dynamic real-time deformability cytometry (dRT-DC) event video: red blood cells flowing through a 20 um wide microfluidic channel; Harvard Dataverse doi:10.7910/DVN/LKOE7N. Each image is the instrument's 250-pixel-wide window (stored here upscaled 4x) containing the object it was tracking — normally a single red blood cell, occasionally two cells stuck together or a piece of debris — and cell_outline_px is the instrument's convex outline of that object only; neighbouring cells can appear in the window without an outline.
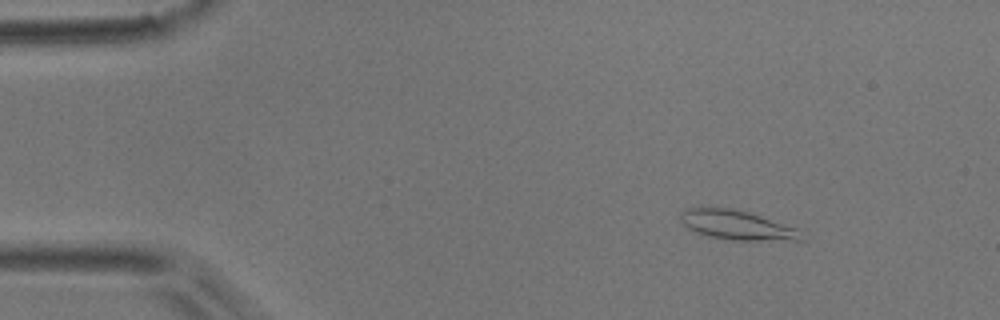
{"species": "common noctule bat (a hibernating species)", "species_latin": "Nyctalus noctula", "temperature_condition": "room temperature", "stored_images_in_passage": 5, "camera_frame_rate_fps": 3000, "um_per_image_px": 0.085, "animal": {"sex": "male", "body_mass_g": 17.9}, "frame": {"image": 1, "passage_image": 1, "time_ms": 0.0, "image_size_px": [1000, 320], "cell_outline_px": [[804, 240], [732, 240], [708, 236], [696, 232], [688, 228], [680, 220], [680, 212], [688, 208], [732, 208], [748, 212], [796, 228]], "centroid_in_image_um": [62.59, 19.13], "position_along_channel_um": 22.4, "area_um2": 20.29}}
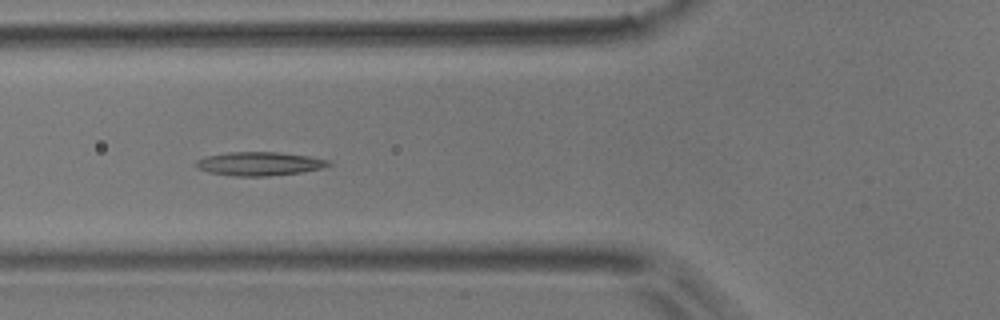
{"frame": {"image": 2, "passage_image": 4, "time_ms": 4.333, "image_size_px": [1000, 320], "cell_outline_px": [[332, 164], [320, 168], [300, 172], [268, 176], [236, 176], [208, 172], [196, 168], [196, 160], [204, 156], [232, 152], [276, 152], [308, 156], [332, 160]], "centroid_in_image_um": [22.03, 13.91], "position_along_channel_um": 103.8, "area_um2": 18.21}}
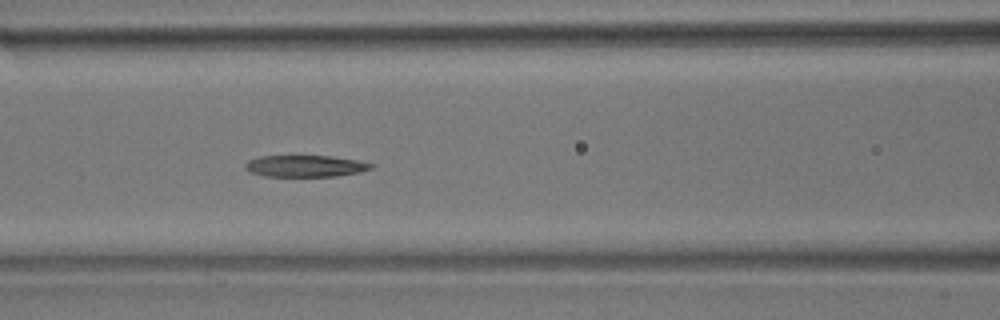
{"frame": {"image": 3, "passage_image": 5, "time_ms": 5.333, "image_size_px": [1000, 320], "cell_outline_px": [[376, 164], [372, 168], [360, 172], [336, 176], [264, 176], [252, 172], [244, 168], [244, 164], [248, 160], [260, 156], [328, 156], [356, 160]], "centroid_in_image_um": [25.95, 14.11], "position_along_channel_um": 140.7, "area_um2": 15.78}}